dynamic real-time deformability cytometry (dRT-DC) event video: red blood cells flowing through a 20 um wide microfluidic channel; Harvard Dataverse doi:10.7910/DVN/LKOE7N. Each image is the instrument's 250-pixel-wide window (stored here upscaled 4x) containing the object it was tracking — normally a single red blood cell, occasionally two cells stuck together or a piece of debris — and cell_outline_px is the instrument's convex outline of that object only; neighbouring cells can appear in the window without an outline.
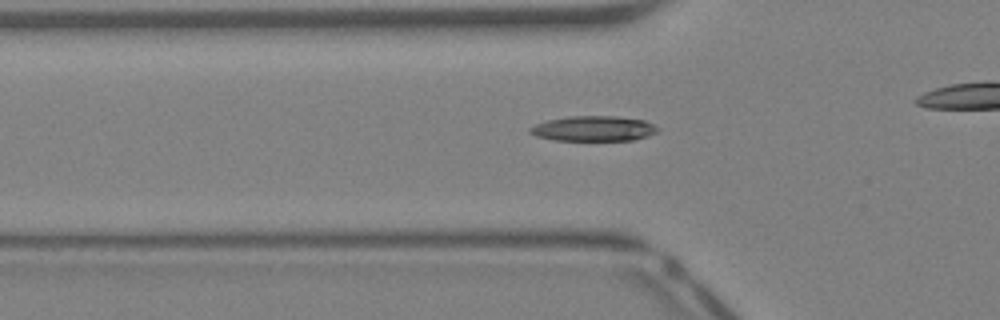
{"species": "Egyptian fruit bat (a non-hibernating species)", "species_latin": "Rousettus aegyptiacus", "temperature_condition": "warm", "stored_images_in_passage": 24, "camera_frame_rate_fps": 3000, "um_per_image_px": 0.085, "animal": {"sex": "female"}, "frame": {"image": 1, "passage_image": 4, "time_ms": 1.0, "image_size_px": [1000, 320], "cell_outline_px": [[660, 128], [656, 132], [648, 136], [632, 140], [556, 140], [536, 136], [528, 132], [528, 128], [536, 124], [548, 120], [568, 116], [616, 116], [644, 120]], "centroid_in_image_um": [50.44, 10.92], "position_along_channel_um": 75.4, "area_um2": 18.67}}
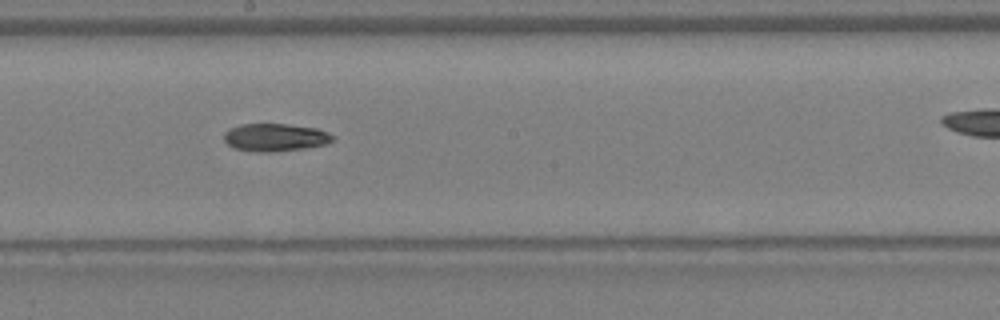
{"frame": {"image": 2, "passage_image": 13, "time_ms": 4.0, "image_size_px": [1000, 320], "cell_outline_px": [[336, 140], [324, 144], [308, 148], [272, 152], [256, 152], [232, 148], [224, 140], [224, 132], [228, 128], [240, 124], [288, 124], [316, 128], [328, 132], [336, 136]], "centroid_in_image_um": [23.4, 11.68], "position_along_channel_um": 224.8, "area_um2": 17.92}}
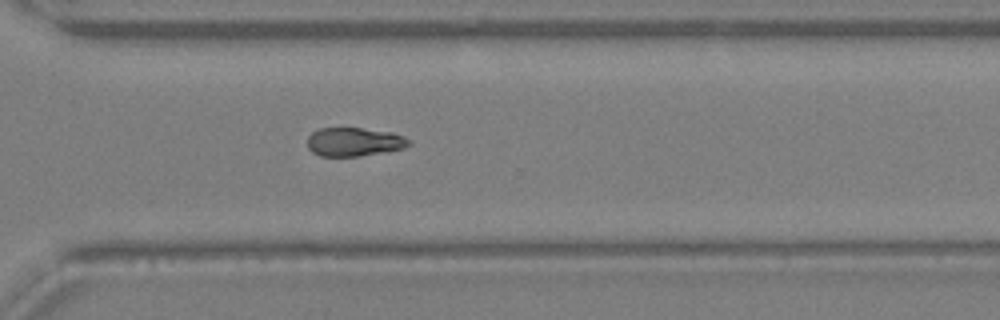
{"frame": {"image": 3, "passage_image": 20, "time_ms": 6.333, "image_size_px": [1000, 320], "cell_outline_px": [[412, 144], [404, 148], [388, 152], [356, 156], [320, 156], [312, 152], [308, 148], [308, 136], [312, 132], [320, 128], [360, 128], [392, 132], [404, 136]], "centroid_in_image_um": [30.12, 12.06], "position_along_channel_um": 340.5, "area_um2": 17.05}}